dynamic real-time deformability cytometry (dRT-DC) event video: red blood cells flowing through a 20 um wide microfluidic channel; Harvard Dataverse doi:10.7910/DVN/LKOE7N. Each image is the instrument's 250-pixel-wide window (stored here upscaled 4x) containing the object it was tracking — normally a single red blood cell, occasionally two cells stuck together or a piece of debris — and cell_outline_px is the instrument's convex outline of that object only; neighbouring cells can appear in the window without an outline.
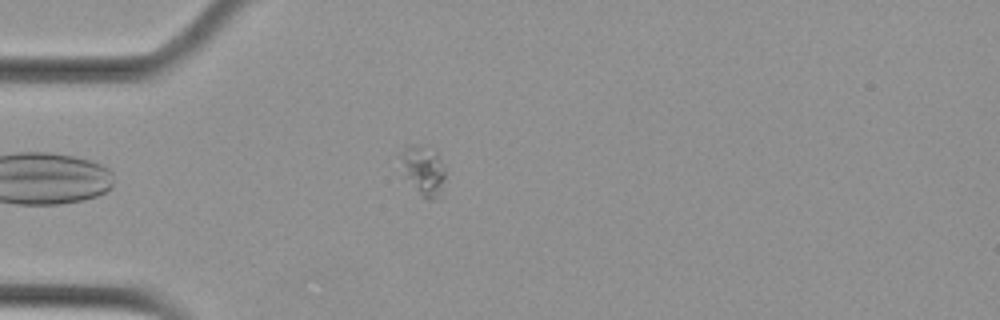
{"species": "Egyptian fruit bat (a non-hibernating species)", "species_latin": "Rousettus aegyptiacus", "temperature_condition": "cold", "stored_images_in_passage": 3, "camera_frame_rate_fps": 3000, "um_per_image_px": 0.085, "animal": {"sex": "female"}, "frame": {"image": 1, "passage_image": 3, "time_ms": 0.667, "image_size_px": [1000, 320], "cell_outline_px": [[444, 176], [440, 200], [428, 200], [404, 176], [400, 152], [408, 144], [428, 144], [436, 152], [444, 164]], "centroid_in_image_um": [36.01, 14.43], "position_along_channel_um": 49.0, "area_um2": 13.06}}